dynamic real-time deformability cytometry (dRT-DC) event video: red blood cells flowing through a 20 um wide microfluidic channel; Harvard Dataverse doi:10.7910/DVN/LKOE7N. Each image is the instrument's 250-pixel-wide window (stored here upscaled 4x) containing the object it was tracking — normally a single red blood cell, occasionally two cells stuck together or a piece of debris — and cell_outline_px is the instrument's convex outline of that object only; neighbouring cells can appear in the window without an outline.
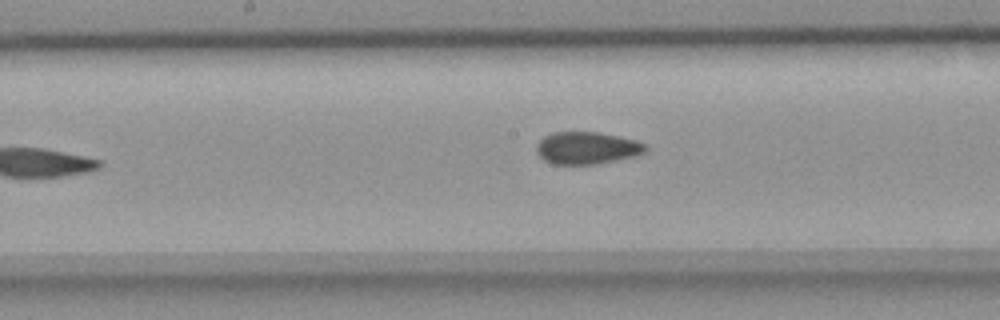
{"species": "common noctule bat (a hibernating species)", "species_latin": "Nyctalus noctula", "temperature_condition": "room temperature", "stored_images_in_passage": 7, "camera_frame_rate_fps": 3000, "um_per_image_px": 0.085, "animal": {"sex": "female", "body_mass_g": 18.4}, "frame": {"image": 1, "passage_image": 7, "time_ms": 2.0, "image_size_px": [1000, 320], "cell_outline_px": [[648, 148], [644, 152], [636, 156], [600, 164], [552, 164], [544, 160], [536, 152], [536, 144], [544, 136], [552, 132], [600, 132], [636, 140], [648, 144]], "centroid_in_image_um": [49.91, 12.58], "position_along_channel_um": 198.3, "area_um2": 20.81}}